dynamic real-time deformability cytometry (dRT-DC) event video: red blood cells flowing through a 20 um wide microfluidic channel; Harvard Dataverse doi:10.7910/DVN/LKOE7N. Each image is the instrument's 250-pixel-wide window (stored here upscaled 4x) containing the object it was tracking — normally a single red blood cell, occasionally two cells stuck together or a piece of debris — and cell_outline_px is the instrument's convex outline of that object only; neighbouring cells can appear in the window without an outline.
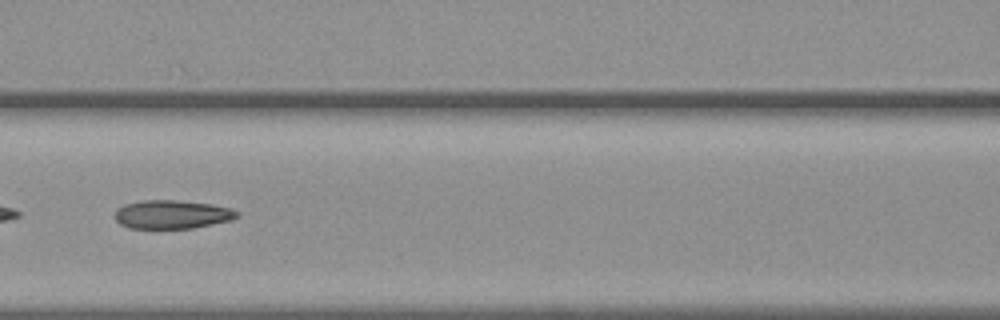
{"species": "common noctule bat (a hibernating species)", "species_latin": "Nyctalus noctula", "temperature_condition": "warm", "stored_images_in_passage": 56, "camera_frame_rate_fps": 3000, "um_per_image_px": 0.085, "animal": {"sex": "female", "body_mass_g": 19.3, "forearm_length_mm": 54.1}, "frame": {"image": 1, "passage_image": 24, "time_ms": 7.667, "image_size_px": [1000, 320], "cell_outline_px": [[240, 216], [232, 220], [192, 228], [128, 228], [120, 224], [116, 220], [116, 208], [124, 204], [144, 200], [176, 200], [212, 204], [228, 208], [240, 212]], "centroid_in_image_um": [14.63, 18.22], "position_along_channel_um": 152.0, "area_um2": 20.35}}
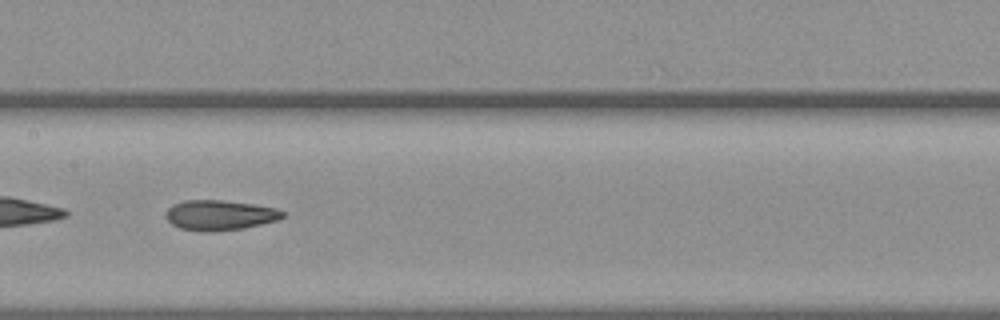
{"frame": {"image": 2, "passage_image": 27, "time_ms": 8.667, "image_size_px": [1000, 320], "cell_outline_px": [[284, 216], [276, 220], [244, 228], [216, 232], [200, 232], [180, 228], [172, 224], [164, 216], [168, 208], [184, 200], [220, 200], [252, 204], [276, 208], [284, 212]], "centroid_in_image_um": [18.65, 18.3], "position_along_channel_um": 188.8, "area_um2": 20.46}}
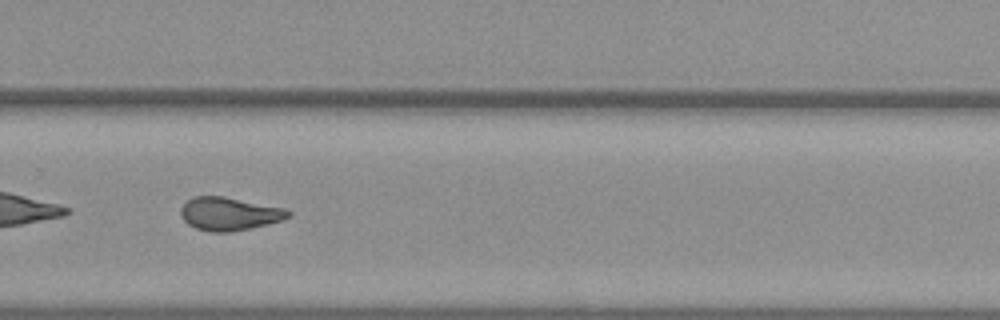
{"frame": {"image": 3, "passage_image": 37, "time_ms": 12.0, "image_size_px": [1000, 320], "cell_outline_px": [[292, 212], [288, 216], [280, 220], [268, 224], [252, 228], [232, 232], [212, 232], [196, 228], [188, 224], [184, 220], [180, 212], [180, 208], [188, 200], [196, 196], [224, 196], [284, 208]], "centroid_in_image_um": [19.47, 18.17], "position_along_channel_um": 310.3, "area_um2": 20.63}, "authors_computed_cell_mechanics": {"area_um2": 21.0103, "velocity_mm_per_s": 3.6737, "shape_relaxation_time_tau1_ms": null, "shape_relaxation_time_tau2_ms": 2.4698, "deformation_change_tau1": null, "deformation_change_tau2": 0.0938}}